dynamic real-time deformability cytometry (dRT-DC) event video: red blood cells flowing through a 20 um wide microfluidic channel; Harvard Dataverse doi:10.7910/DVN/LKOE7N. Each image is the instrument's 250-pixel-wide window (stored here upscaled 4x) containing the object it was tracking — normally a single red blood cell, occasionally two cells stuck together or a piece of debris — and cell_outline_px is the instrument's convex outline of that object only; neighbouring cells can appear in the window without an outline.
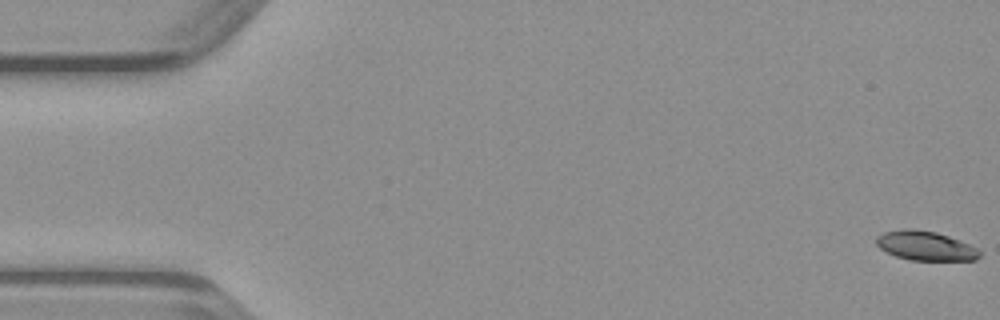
{"species": "common noctule bat (a hibernating species)", "species_latin": "Nyctalus noctula", "temperature_condition": "warm", "stored_images_in_passage": 50, "camera_frame_rate_fps": 3000, "um_per_image_px": 0.085, "animal": {"sex": "male", "body_mass_g": 23.1, "forearm_length_mm": 52.7}, "frame": {"image": 1, "passage_image": 1, "time_ms": 0.0, "image_size_px": [1000, 320], "cell_outline_px": [[980, 256], [976, 260], [908, 260], [896, 256], [880, 248], [876, 244], [876, 236], [884, 232], [904, 228], [912, 228], [936, 232], [960, 240], [976, 248], [980, 252]], "centroid_in_image_um": [78.64, 20.88], "position_along_channel_um": 6.4, "area_um2": 17.63}}
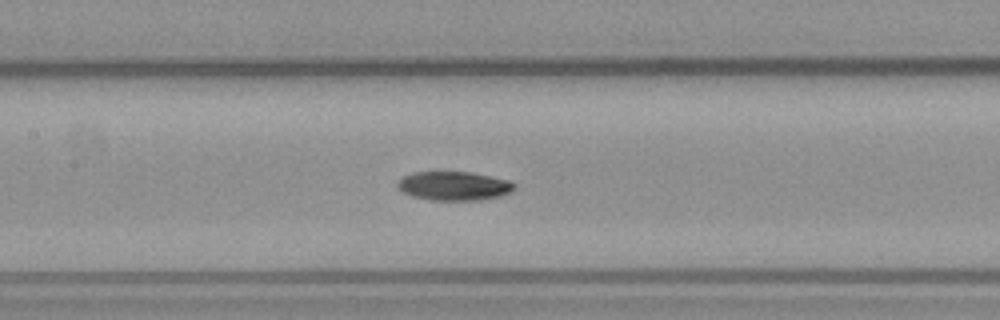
{"frame": {"image": 2, "passage_image": 23, "time_ms": 7.333, "image_size_px": [1000, 320], "cell_outline_px": [[516, 188], [500, 196], [480, 200], [432, 200], [412, 196], [396, 188], [396, 184], [404, 176], [412, 172], [472, 172], [492, 176], [508, 180], [516, 184]], "centroid_in_image_um": [38.59, 15.8], "position_along_channel_um": 168.8, "area_um2": 19.71}}
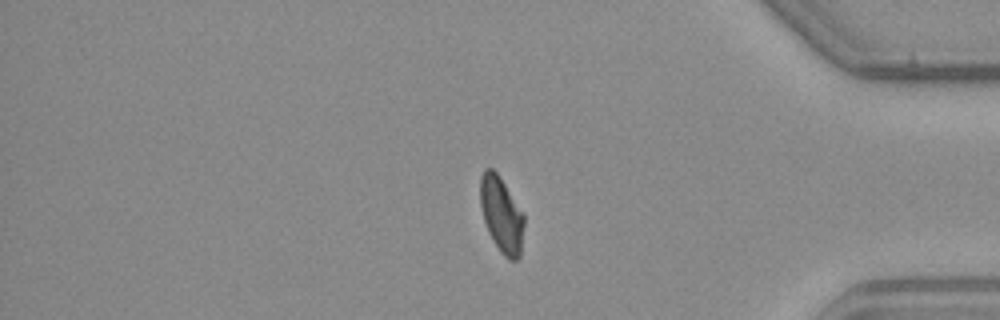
{"frame": {"image": 3, "passage_image": 41, "time_ms": 13.333, "image_size_px": [1000, 320], "cell_outline_px": [[524, 224], [520, 256], [516, 260], [508, 260], [500, 252], [492, 240], [488, 232], [484, 220], [480, 204], [480, 176], [484, 168], [492, 168], [496, 172], [524, 212]], "centroid_in_image_um": [42.62, 18.25], "position_along_channel_um": 392.6, "area_um2": 19.48}}